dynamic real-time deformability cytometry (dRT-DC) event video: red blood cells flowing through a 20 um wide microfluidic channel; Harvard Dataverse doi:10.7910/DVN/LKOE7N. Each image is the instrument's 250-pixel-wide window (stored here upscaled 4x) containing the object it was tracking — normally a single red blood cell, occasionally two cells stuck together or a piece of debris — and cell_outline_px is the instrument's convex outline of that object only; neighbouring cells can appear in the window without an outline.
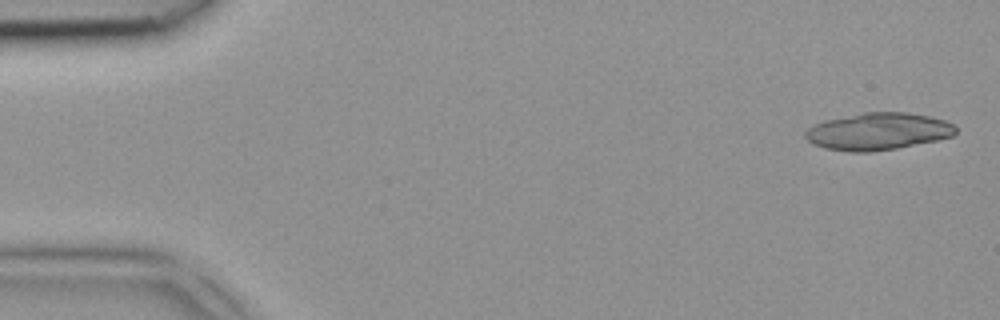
{"species": "common noctule bat (a hibernating species)", "species_latin": "Nyctalus noctula", "temperature_condition": "room temperature", "stored_images_in_passage": 4, "camera_frame_rate_fps": 3000, "um_per_image_px": 0.085, "animal": {"sex": "female", "body_mass_g": 18.4}, "frame": {"image": 1, "passage_image": 1, "time_ms": 0.0, "image_size_px": [1000, 320], "cell_outline_px": [[956, 132], [952, 136], [936, 140], [896, 148], [868, 152], [852, 152], [824, 148], [812, 144], [804, 136], [804, 132], [808, 128], [824, 120], [864, 112], [908, 112], [932, 116], [944, 120], [952, 124], [956, 128]], "centroid_in_image_um": [74.61, 11.16], "position_along_channel_um": 10.4, "area_um2": 32.54}}